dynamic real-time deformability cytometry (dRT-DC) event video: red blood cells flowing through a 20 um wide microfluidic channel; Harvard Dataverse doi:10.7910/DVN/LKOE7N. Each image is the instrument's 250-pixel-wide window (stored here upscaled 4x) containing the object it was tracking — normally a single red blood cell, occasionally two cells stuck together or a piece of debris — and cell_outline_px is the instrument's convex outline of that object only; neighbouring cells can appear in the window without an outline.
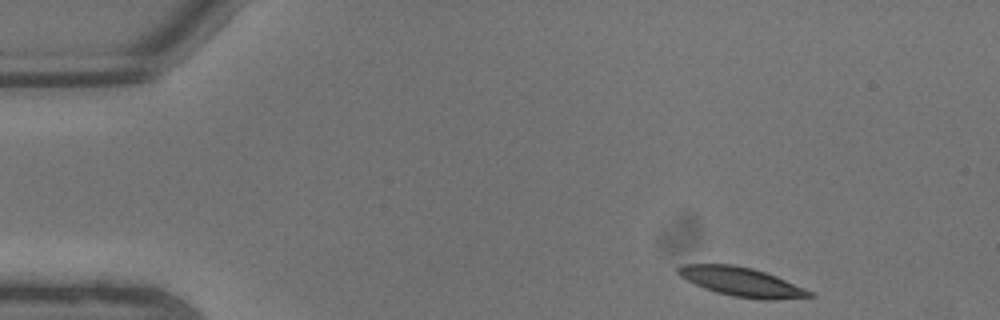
{"species": "common noctule bat (a hibernating species)", "species_latin": "Nyctalus noctula", "temperature_condition": "warm", "stored_images_in_passage": 7, "camera_frame_rate_fps": 3000, "um_per_image_px": 0.085, "animal": {"sex": "male", "body_mass_g": 13.3}, "frame": {"image": 1, "passage_image": 1, "time_ms": 0.0, "image_size_px": [1000, 320], "cell_outline_px": [[816, 296], [772, 300], [764, 300], [732, 296], [716, 292], [704, 288], [680, 276], [676, 272], [676, 268], [684, 264], [732, 264], [752, 268], [776, 276], [804, 288], [812, 292]], "centroid_in_image_um": [63.02, 23.96], "position_along_channel_um": 22.0, "area_um2": 22.08}}
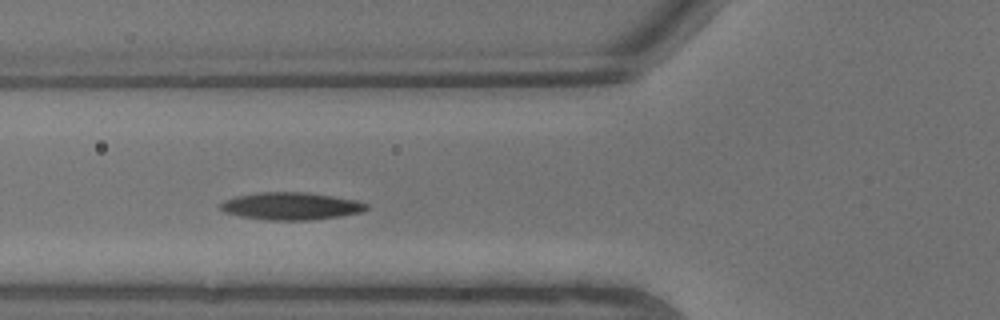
{"frame": {"image": 2, "passage_image": 6, "time_ms": 1.667, "image_size_px": [1000, 320], "cell_outline_px": [[368, 208], [360, 212], [340, 216], [308, 220], [268, 220], [240, 216], [224, 212], [220, 208], [220, 204], [224, 200], [236, 196], [256, 192], [308, 192], [360, 200], [368, 204]], "centroid_in_image_um": [24.74, 17.5], "position_along_channel_um": 101.1, "area_um2": 23.47}}
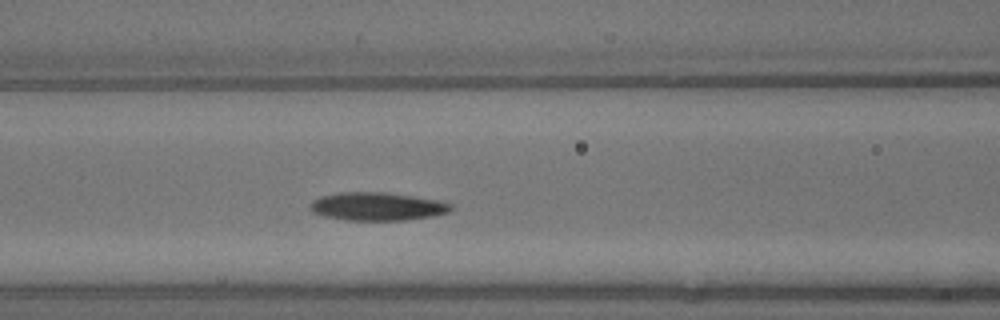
{"frame": {"image": 3, "passage_image": 7, "time_ms": 2.0, "image_size_px": [1000, 320], "cell_outline_px": [[452, 208], [448, 212], [432, 216], [404, 220], [348, 220], [324, 216], [312, 212], [308, 208], [308, 204], [312, 200], [320, 196], [340, 192], [384, 192], [440, 200], [452, 204]], "centroid_in_image_um": [32.02, 17.54], "position_along_channel_um": 134.6, "area_um2": 23.18}}